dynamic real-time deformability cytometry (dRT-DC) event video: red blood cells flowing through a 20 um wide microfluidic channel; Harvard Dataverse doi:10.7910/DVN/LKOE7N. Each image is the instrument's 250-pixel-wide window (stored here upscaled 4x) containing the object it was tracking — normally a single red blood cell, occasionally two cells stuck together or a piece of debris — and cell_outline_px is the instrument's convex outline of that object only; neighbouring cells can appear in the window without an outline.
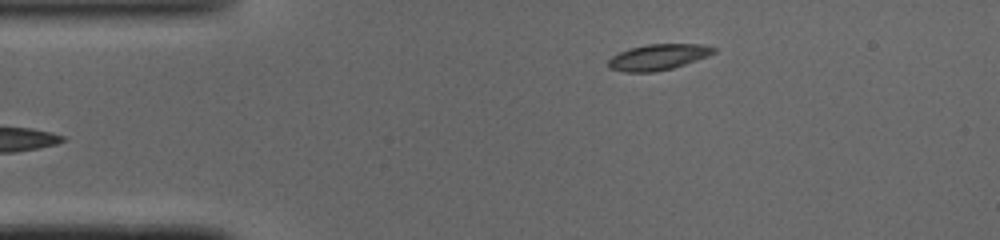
{"species": "common noctule bat (a hibernating species)", "species_latin": "Nyctalus noctula", "temperature_condition": "cold", "stored_images_in_passage": 35, "camera_frame_rate_fps": 3000, "um_per_image_px": 0.085, "animal": {"sex": "male", "body_mass_g": 19.0, "forearm_length_mm": 50.8}, "frame": {"image": 1, "passage_image": 1, "time_ms": 0.0, "image_size_px": [1000, 240], "cell_outline_px": [[716, 52], [708, 56], [672, 68], [652, 72], [624, 72], [608, 68], [608, 60], [612, 56], [620, 52], [632, 48], [648, 44], [704, 44], [716, 48]], "centroid_in_image_um": [55.95, 4.85], "position_along_channel_um": 29.1, "area_um2": 15.78}}
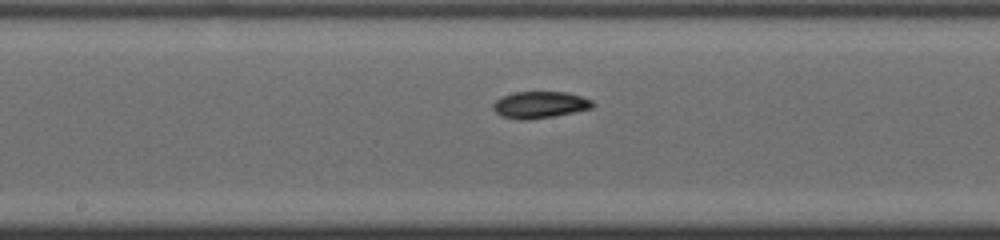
{"frame": {"image": 2, "passage_image": 17, "time_ms": 5.333, "image_size_px": [1000, 240], "cell_outline_px": [[596, 104], [592, 108], [556, 116], [528, 120], [524, 120], [500, 116], [492, 108], [492, 104], [496, 100], [504, 96], [516, 92], [568, 92], [592, 100]], "centroid_in_image_um": [45.91, 8.91], "position_along_channel_um": 202.3, "area_um2": 15.55}}
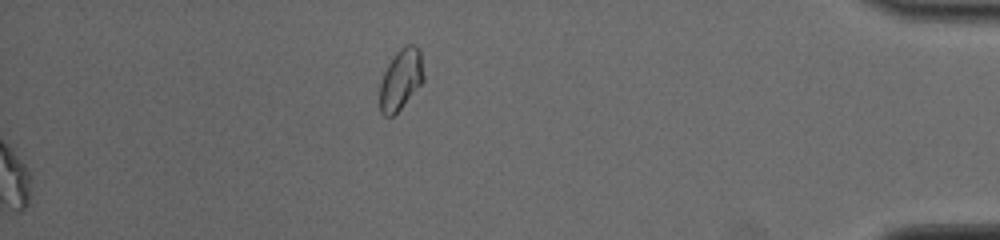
{"frame": {"image": 3, "passage_image": 35, "time_ms": 11.333, "image_size_px": [1000, 240], "cell_outline_px": [[424, 80], [400, 108], [392, 116], [384, 116], [380, 112], [380, 84], [384, 72], [388, 64], [396, 52], [400, 48], [408, 44], [412, 44], [420, 48], [424, 76]], "centroid_in_image_um": [34.07, 6.72], "position_along_channel_um": 401.1, "area_um2": 15.37}, "authors_computed_cell_mechanics": {"area_um2": 15.3748, "velocity_mm_per_s": 4.0814, "shape_relaxation_time_tau1_ms": null, "shape_relaxation_time_tau2_ms": 3.99, "deformation_change_tau1": null, "deformation_change_tau2": 0.0694}}